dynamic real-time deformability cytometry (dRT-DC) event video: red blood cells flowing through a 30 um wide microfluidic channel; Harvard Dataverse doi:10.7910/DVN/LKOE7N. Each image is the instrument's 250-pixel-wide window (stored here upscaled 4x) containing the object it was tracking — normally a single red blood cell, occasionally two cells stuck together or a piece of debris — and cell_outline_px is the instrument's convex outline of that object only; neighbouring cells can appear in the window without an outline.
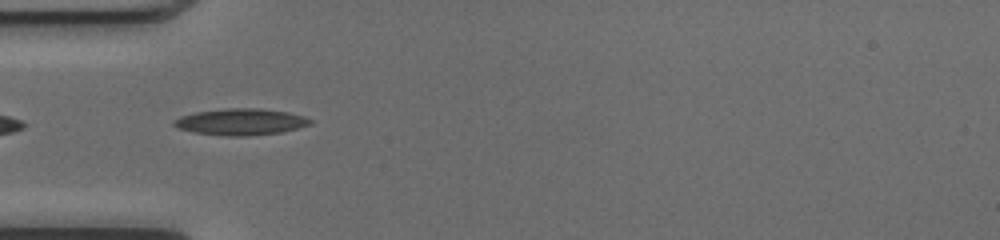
{"species": "common noctule bat (a hibernating species)", "species_latin": "Nyctalus noctula", "temperature_condition": "cold", "stored_images_in_passage": 35, "camera_frame_rate_fps": 3000, "um_per_image_px": 0.085, "animal": {"sex": "female", "body_mass_g": 17.0, "forearm_length_mm": 48.0}, "frame": {"image": 1, "passage_image": 1, "time_ms": 0.0, "image_size_px": [1000, 240], "cell_outline_px": [[312, 124], [280, 132], [248, 136], [228, 136], [192, 132], [176, 128], [172, 124], [172, 120], [180, 116], [196, 112], [224, 108], [260, 108], [288, 112], [304, 116], [312, 120]], "centroid_in_image_um": [20.42, 10.35], "position_along_channel_um": 64.6, "area_um2": 21.15}}
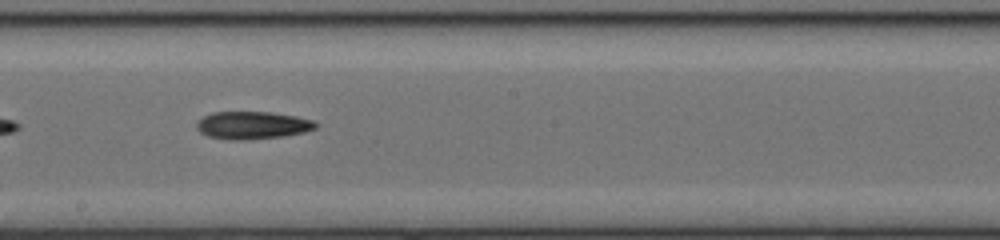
{"frame": {"image": 2, "passage_image": 13, "time_ms": 4.0, "image_size_px": [1000, 240], "cell_outline_px": [[316, 128], [304, 132], [280, 136], [240, 140], [232, 140], [208, 136], [200, 132], [196, 128], [196, 124], [204, 116], [212, 112], [272, 112], [296, 116], [312, 120], [316, 124]], "centroid_in_image_um": [21.43, 10.63], "position_along_channel_um": 226.8, "area_um2": 18.9}}
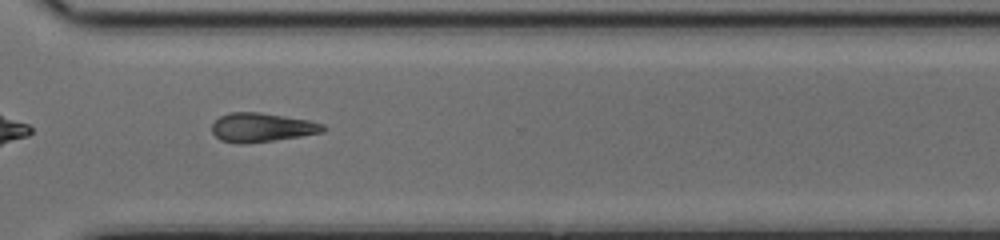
{"frame": {"image": 3, "passage_image": 22, "time_ms": 7.0, "image_size_px": [1000, 240], "cell_outline_px": [[324, 132], [276, 140], [244, 144], [236, 144], [220, 140], [212, 132], [212, 124], [220, 116], [228, 112], [260, 112], [308, 120], [324, 124]], "centroid_in_image_um": [22.22, 10.84], "position_along_channel_um": 348.4, "area_um2": 18.84}}